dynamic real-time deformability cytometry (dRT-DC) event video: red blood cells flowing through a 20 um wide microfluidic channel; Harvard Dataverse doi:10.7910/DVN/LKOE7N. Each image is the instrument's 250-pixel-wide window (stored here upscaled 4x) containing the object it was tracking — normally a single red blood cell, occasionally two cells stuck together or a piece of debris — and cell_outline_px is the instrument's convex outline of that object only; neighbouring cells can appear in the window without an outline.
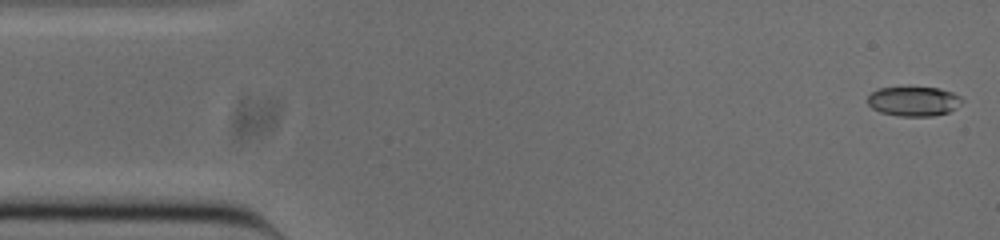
{"species": "common noctule bat (a hibernating species)", "species_latin": "Nyctalus noctula", "temperature_condition": "cold", "stored_images_in_passage": 52, "camera_frame_rate_fps": 3000, "um_per_image_px": 0.085, "animal": {"sex": "male", "body_mass_g": 20.0, "forearm_length_mm": 53.3}, "frame": {"image": 1, "passage_image": 1, "time_ms": 0.0, "image_size_px": [1000, 240], "cell_outline_px": [[964, 100], [956, 108], [948, 112], [932, 116], [900, 116], [880, 112], [872, 108], [868, 104], [868, 96], [876, 88], [940, 88], [952, 92], [960, 96]], "centroid_in_image_um": [77.67, 8.61], "position_along_channel_um": 7.3, "area_um2": 16.18}}
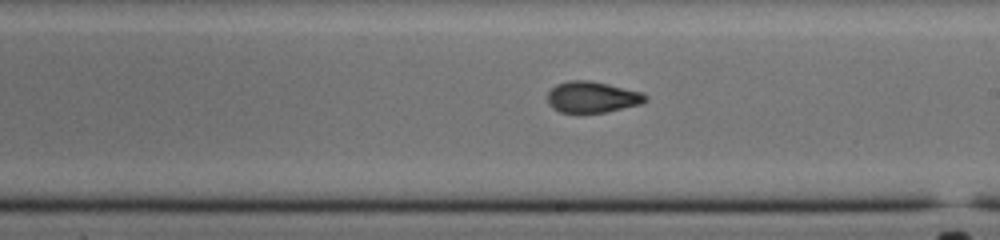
{"frame": {"image": 2, "passage_image": 28, "time_ms": 9.0, "image_size_px": [1000, 240], "cell_outline_px": [[648, 100], [640, 104], [604, 112], [560, 112], [552, 108], [548, 104], [548, 92], [556, 84], [568, 80], [592, 80], [644, 92], [648, 96]], "centroid_in_image_um": [50.35, 8.23], "position_along_channel_um": 238.6, "area_um2": 17.92}}
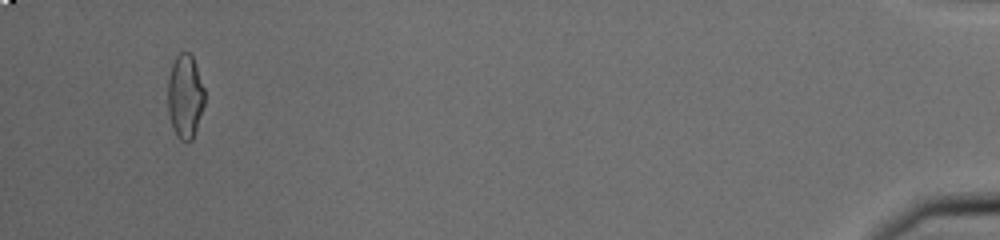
{"frame": {"image": 3, "passage_image": 49, "time_ms": 16.0, "image_size_px": [1000, 240], "cell_outline_px": [[204, 104], [192, 140], [180, 140], [176, 136], [168, 112], [168, 80], [172, 64], [176, 56], [180, 52], [188, 52], [192, 56], [204, 88]], "centroid_in_image_um": [15.72, 8.18], "position_along_channel_um": 419.5, "area_um2": 17.69}, "authors_computed_cell_mechanics": {"area_um2": 17.8602, "velocity_mm_per_s": 3.8528, "shape_relaxation_time_tau1_ms": null, "shape_relaxation_time_tau2_ms": 1.6868, "deformation_change_tau1": null, "deformation_change_tau2": 0.0722}}